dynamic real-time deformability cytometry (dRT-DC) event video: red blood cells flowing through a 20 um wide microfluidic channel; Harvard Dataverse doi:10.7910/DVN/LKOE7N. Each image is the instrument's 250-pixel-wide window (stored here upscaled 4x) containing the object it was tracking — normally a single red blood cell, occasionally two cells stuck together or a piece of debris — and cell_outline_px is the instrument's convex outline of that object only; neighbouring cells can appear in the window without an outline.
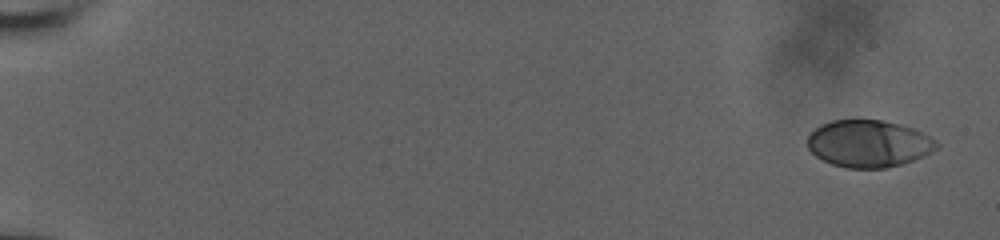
{"species": "human", "species_latin": "Homo sapiens", "temperature_condition": "room temperature", "stored_images_in_passage": 25, "camera_frame_rate_fps": 3000, "um_per_image_px": 0.085, "donor": {"sex": "male"}, "frame": {"image": 1, "passage_image": 1, "time_ms": 0.0, "image_size_px": [1000, 240], "cell_outline_px": [[940, 144], [932, 152], [924, 156], [900, 164], [884, 168], [848, 168], [832, 164], [816, 156], [808, 148], [808, 136], [820, 124], [832, 120], [880, 120], [900, 124], [912, 128], [928, 136]], "centroid_in_image_um": [73.82, 12.21], "position_along_channel_um": 11.2, "area_um2": 35.14}}
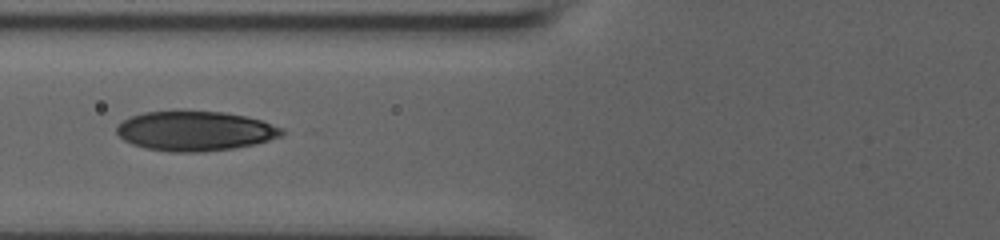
{"frame": {"image": 2, "passage_image": 15, "time_ms": 4.667, "image_size_px": [1000, 240], "cell_outline_px": [[284, 132], [280, 136], [268, 140], [252, 144], [232, 148], [204, 152], [168, 152], [144, 148], [132, 144], [124, 140], [116, 132], [116, 128], [124, 120], [132, 116], [144, 112], [224, 112], [244, 116], [260, 120], [284, 128]], "centroid_in_image_um": [16.57, 11.15], "position_along_channel_um": 109.2, "area_um2": 37.74}}
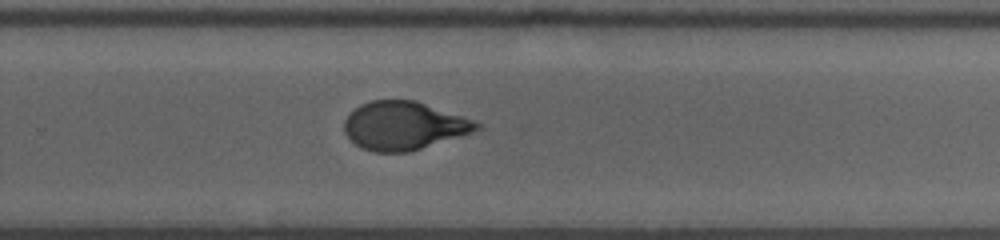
{"frame": {"image": 3, "passage_image": 25, "time_ms": 8.0, "image_size_px": [1000, 240], "cell_outline_px": [[480, 128], [472, 132], [408, 152], [372, 152], [360, 148], [344, 132], [344, 120], [348, 112], [360, 104], [372, 100], [416, 100], [472, 120], [480, 124]], "centroid_in_image_um": [34.25, 10.68], "position_along_channel_um": 295.6, "area_um2": 36.99}}